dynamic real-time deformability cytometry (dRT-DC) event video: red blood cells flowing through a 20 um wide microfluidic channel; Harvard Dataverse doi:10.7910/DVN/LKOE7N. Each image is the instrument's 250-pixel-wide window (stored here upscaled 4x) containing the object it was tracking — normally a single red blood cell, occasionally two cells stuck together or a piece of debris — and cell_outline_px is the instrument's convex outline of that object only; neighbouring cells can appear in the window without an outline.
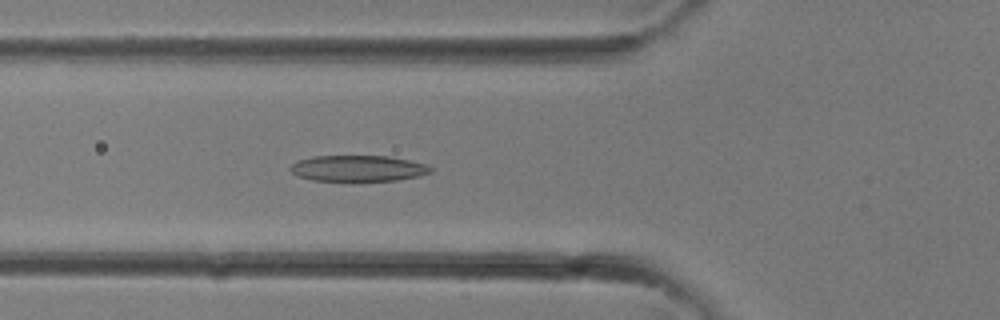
{"species": "common noctule bat (a hibernating species)", "species_latin": "Nyctalus noctula", "temperature_condition": "room temperature", "stored_images_in_passage": 22, "camera_frame_rate_fps": 3000, "um_per_image_px": 0.085, "animal": {"sex": "female"}, "frame": {"image": 1, "passage_image": 12, "time_ms": 3.667, "image_size_px": [1000, 320], "cell_outline_px": [[432, 172], [420, 176], [396, 180], [352, 184], [312, 180], [296, 176], [288, 168], [296, 160], [312, 156], [388, 156], [428, 164], [432, 168]], "centroid_in_image_um": [30.4, 14.36], "position_along_channel_um": 95.4, "area_um2": 22.48}}
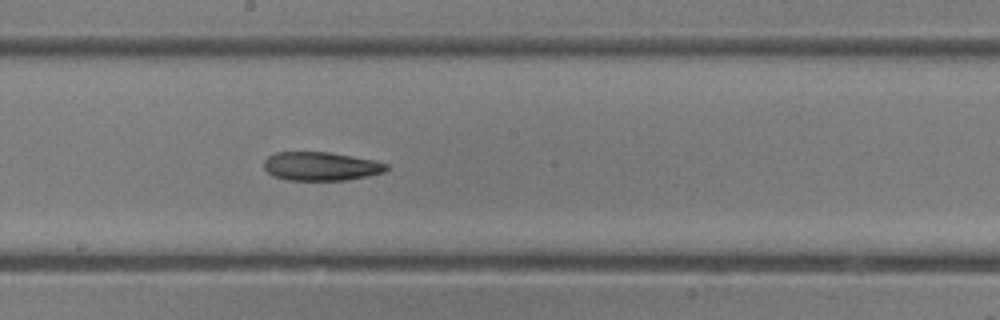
{"frame": {"image": 2, "passage_image": 18, "time_ms": 5.667, "image_size_px": [1000, 320], "cell_outline_px": [[388, 168], [384, 172], [368, 176], [348, 180], [288, 180], [272, 176], [264, 168], [264, 160], [268, 156], [276, 152], [328, 152], [352, 156], [372, 160], [388, 164]], "centroid_in_image_um": [27.26, 14.14], "position_along_channel_um": 220.9, "area_um2": 20.46}}
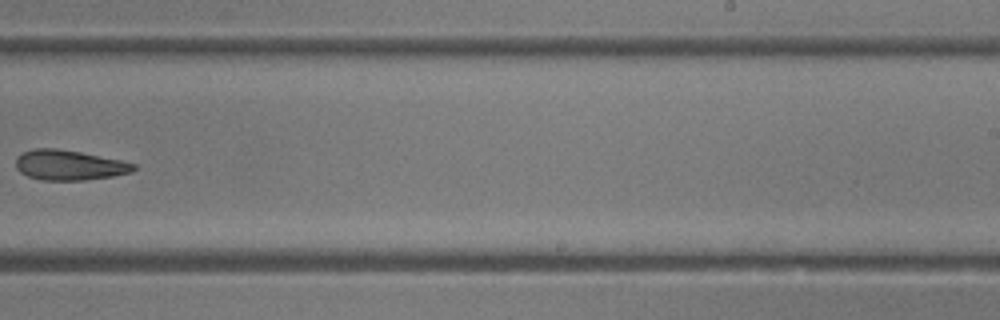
{"frame": {"image": 3, "passage_image": 21, "time_ms": 6.667, "image_size_px": [1000, 320], "cell_outline_px": [[136, 168], [132, 172], [112, 176], [84, 180], [44, 180], [28, 176], [20, 172], [16, 168], [16, 156], [20, 152], [32, 148], [56, 148], [80, 152], [120, 160], [136, 164]], "centroid_in_image_um": [5.84, 14.02], "position_along_channel_um": 283.2, "area_um2": 20.69}}